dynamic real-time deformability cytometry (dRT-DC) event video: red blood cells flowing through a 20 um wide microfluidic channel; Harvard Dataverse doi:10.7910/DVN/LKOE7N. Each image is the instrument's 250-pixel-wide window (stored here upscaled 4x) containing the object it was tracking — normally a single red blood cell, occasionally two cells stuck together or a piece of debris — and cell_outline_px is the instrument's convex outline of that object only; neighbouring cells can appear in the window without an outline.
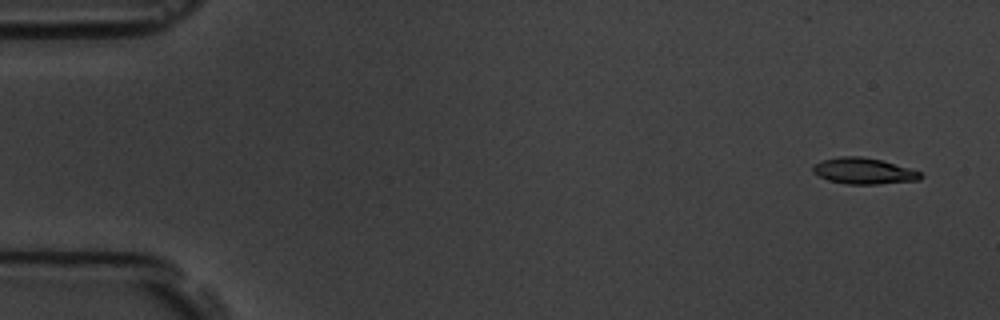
{"species": "common noctule bat (a hibernating species)", "species_latin": "Nyctalus noctula", "temperature_condition": "room temperature", "stored_images_in_passage": 5, "camera_frame_rate_fps": 3000, "um_per_image_px": 0.085, "animal": {"sex": "male", "body_mass_g": 19.5, "forearm_length_mm": 54.6}, "frame": {"image": 1, "passage_image": 1, "time_ms": 0.0, "image_size_px": [1000, 320], "cell_outline_px": [[924, 176], [920, 180], [876, 184], [848, 184], [828, 180], [812, 172], [812, 168], [820, 160], [840, 156], [860, 156], [880, 160], [908, 168], [920, 172]], "centroid_in_image_um": [73.4, 14.53], "position_along_channel_um": 11.6, "area_um2": 16.24}}
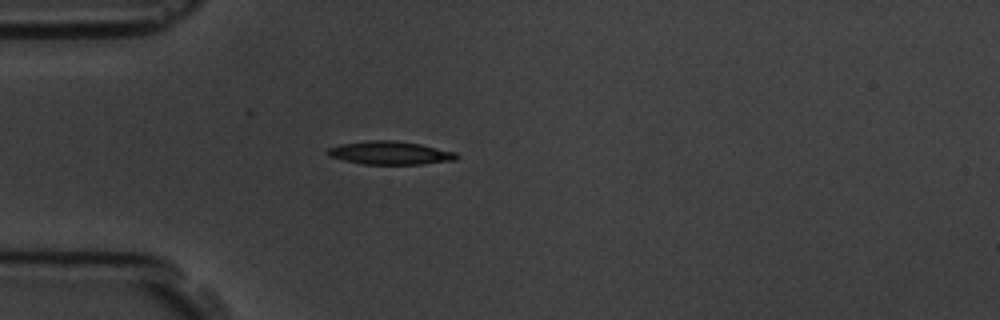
{"frame": {"image": 2, "passage_image": 5, "time_ms": 4.333, "image_size_px": [1000, 320], "cell_outline_px": [[460, 156], [456, 160], [420, 164], [360, 164], [328, 156], [324, 152], [328, 148], [340, 144], [368, 140], [396, 140], [420, 144], [456, 152]], "centroid_in_image_um": [33.13, 12.99], "position_along_channel_um": 51.9, "area_um2": 17.63}}